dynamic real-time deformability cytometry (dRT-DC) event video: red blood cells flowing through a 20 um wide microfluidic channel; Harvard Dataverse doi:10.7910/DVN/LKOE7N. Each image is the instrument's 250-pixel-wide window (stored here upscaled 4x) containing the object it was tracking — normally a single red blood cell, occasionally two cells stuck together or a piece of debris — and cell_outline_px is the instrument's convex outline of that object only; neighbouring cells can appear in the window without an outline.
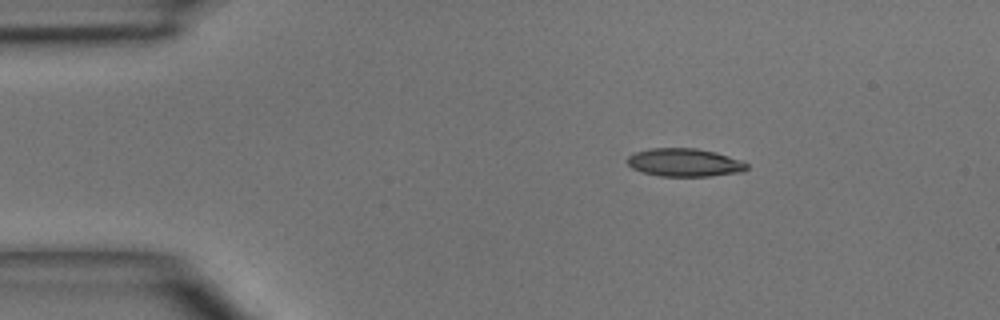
{"species": "common noctule bat (a hibernating species)", "species_latin": "Nyctalus noctula", "temperature_condition": "room temperature", "stored_images_in_passage": 4, "camera_frame_rate_fps": 3000, "um_per_image_px": 0.085, "animal": {"sex": "male", "body_mass_g": 15.6}, "frame": {"image": 1, "passage_image": 2, "time_ms": 1.333, "image_size_px": [1000, 320], "cell_outline_px": [[748, 168], [740, 172], [712, 176], [660, 176], [644, 172], [632, 168], [628, 164], [628, 156], [636, 152], [652, 148], [696, 148], [716, 152], [740, 160], [748, 164]], "centroid_in_image_um": [58.2, 13.81], "position_along_channel_um": 26.8, "area_um2": 19.42}}